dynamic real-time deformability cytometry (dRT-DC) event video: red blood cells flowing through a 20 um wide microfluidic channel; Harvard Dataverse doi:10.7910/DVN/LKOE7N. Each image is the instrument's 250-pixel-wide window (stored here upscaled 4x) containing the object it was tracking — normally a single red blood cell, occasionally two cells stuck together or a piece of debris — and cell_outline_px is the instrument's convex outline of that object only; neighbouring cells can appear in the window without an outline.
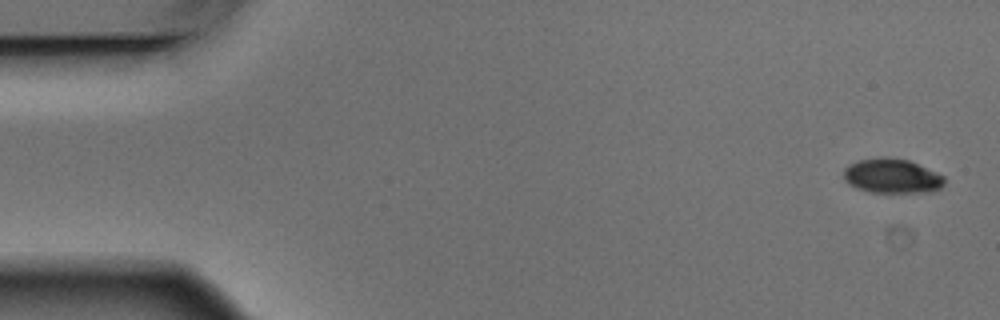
{"species": "Egyptian fruit bat (a non-hibernating species)", "species_latin": "Rousettus aegyptiacus", "temperature_condition": "warm", "stored_images_in_passage": 5, "camera_frame_rate_fps": 3000, "um_per_image_px": 0.085, "animal": {"sex": "male"}, "frame": {"image": 1, "passage_image": 1, "time_ms": 0.0, "image_size_px": [1000, 320], "cell_outline_px": [[944, 184], [940, 188], [932, 192], [872, 192], [856, 188], [848, 184], [844, 180], [844, 168], [848, 164], [860, 160], [888, 156], [908, 160], [936, 172], [944, 176]], "centroid_in_image_um": [75.8, 14.96], "position_along_channel_um": 9.2, "area_um2": 20.29}}
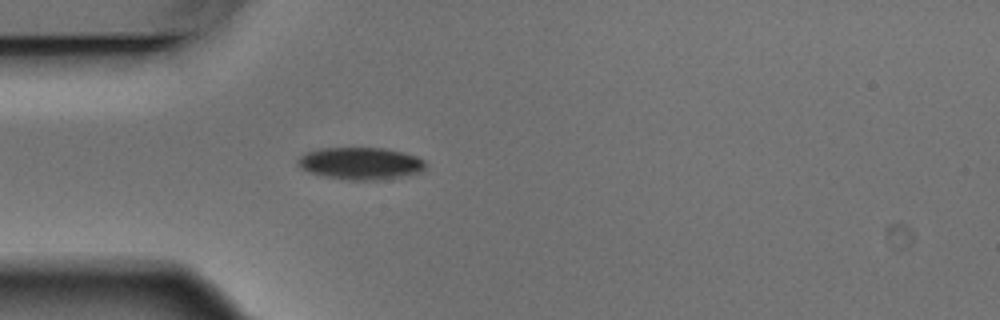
{"frame": {"image": 2, "passage_image": 5, "time_ms": 1.333, "image_size_px": [1000, 320], "cell_outline_px": [[428, 164], [424, 172], [376, 180], [348, 180], [324, 176], [300, 168], [296, 164], [296, 160], [300, 156], [308, 152], [320, 148], [384, 148], [416, 156], [424, 160]], "centroid_in_image_um": [30.66, 13.89], "position_along_channel_um": 54.3, "area_um2": 23.93}}